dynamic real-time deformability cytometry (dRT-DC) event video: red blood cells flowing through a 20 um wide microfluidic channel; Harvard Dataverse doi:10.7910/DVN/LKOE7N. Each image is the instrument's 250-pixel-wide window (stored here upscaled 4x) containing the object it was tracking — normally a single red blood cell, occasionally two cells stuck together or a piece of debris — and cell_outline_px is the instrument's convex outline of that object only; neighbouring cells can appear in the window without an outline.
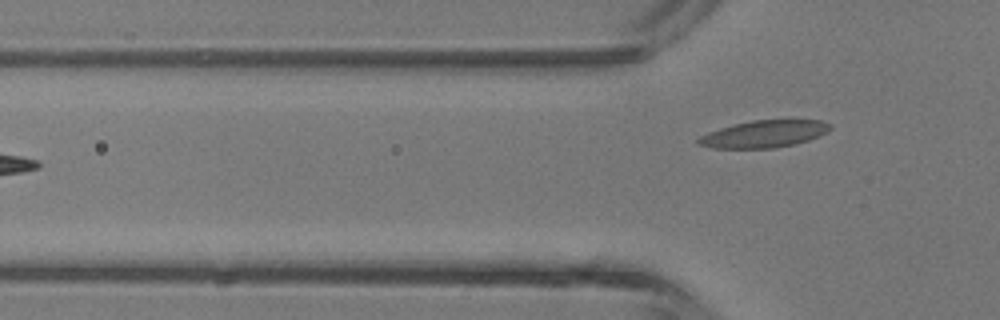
{"species": "common noctule bat (a hibernating species)", "species_latin": "Nyctalus noctula", "temperature_condition": "room temperature", "stored_images_in_passage": 6, "camera_frame_rate_fps": 3000, "um_per_image_px": 0.085, "animal": {"sex": "male", "body_mass_g": 13.3}, "frame": {"image": 1, "passage_image": 6, "time_ms": 6.667, "image_size_px": [1000, 320], "cell_outline_px": [[832, 128], [828, 132], [820, 136], [796, 144], [772, 148], [712, 148], [696, 144], [696, 140], [700, 136], [708, 132], [720, 128], [752, 120], [820, 120], [832, 124]], "centroid_in_image_um": [64.96, 11.39], "position_along_channel_um": 60.8, "area_um2": 20.92}}